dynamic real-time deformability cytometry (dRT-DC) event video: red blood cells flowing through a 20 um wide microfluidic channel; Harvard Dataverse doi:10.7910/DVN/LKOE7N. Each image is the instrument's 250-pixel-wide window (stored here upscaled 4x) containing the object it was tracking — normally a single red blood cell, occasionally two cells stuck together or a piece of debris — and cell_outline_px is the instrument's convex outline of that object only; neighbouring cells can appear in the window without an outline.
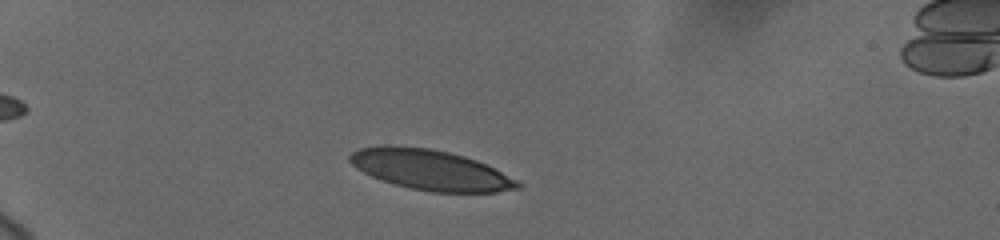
{"species": "human", "species_latin": "Homo sapiens", "temperature_condition": "cold", "stored_images_in_passage": 6, "camera_frame_rate_fps": 3000, "um_per_image_px": 0.085, "donor": {"sex": "female"}, "frame": {"image": 1, "passage_image": 1, "time_ms": 0.0, "image_size_px": [1000, 240], "cell_outline_px": [[524, 184], [520, 188], [496, 192], [432, 192], [412, 188], [396, 184], [372, 176], [356, 168], [348, 160], [348, 156], [352, 152], [360, 148], [380, 144], [392, 144], [428, 148], [448, 152], [464, 156], [476, 160]], "centroid_in_image_um": [36.54, 14.42], "position_along_channel_um": 48.5, "area_um2": 39.13}}